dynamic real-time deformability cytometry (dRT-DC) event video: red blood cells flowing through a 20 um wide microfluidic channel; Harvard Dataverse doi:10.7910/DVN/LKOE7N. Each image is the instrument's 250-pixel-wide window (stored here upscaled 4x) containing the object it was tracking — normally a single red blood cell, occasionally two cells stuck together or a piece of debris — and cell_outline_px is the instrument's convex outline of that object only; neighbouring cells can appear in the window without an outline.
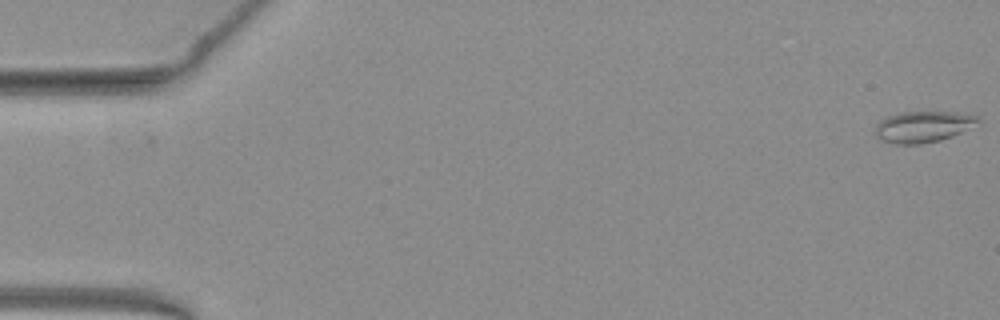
{"species": "common noctule bat (a hibernating species)", "species_latin": "Nyctalus noctula", "temperature_condition": "warm", "stored_images_in_passage": 21, "camera_frame_rate_fps": 3000, "um_per_image_px": 0.085, "animal": {"sex": "female", "body_mass_g": 19.3, "forearm_length_mm": 54.1}, "frame": {"image": 1, "passage_image": 1, "time_ms": 0.0, "image_size_px": [1000, 320], "cell_outline_px": [[980, 120], [960, 132], [952, 136], [940, 140], [920, 144], [896, 144], [880, 140], [876, 136], [872, 128], [880, 120], [888, 116], [904, 112], [956, 112], [976, 116]], "centroid_in_image_um": [78.36, 10.78], "position_along_channel_um": 6.6, "area_um2": 18.5}}
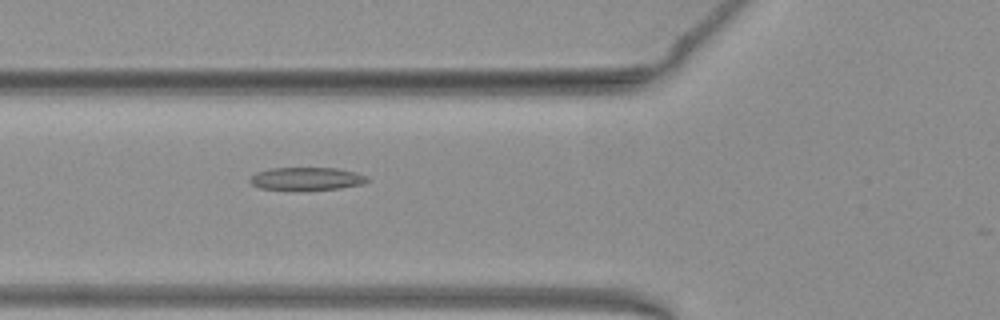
{"frame": {"image": 2, "passage_image": 20, "time_ms": 6.333, "image_size_px": [1000, 320], "cell_outline_px": [[368, 180], [360, 184], [340, 188], [260, 188], [252, 184], [248, 180], [256, 172], [272, 168], [336, 168], [356, 172], [368, 176]], "centroid_in_image_um": [26.07, 15.15], "position_along_channel_um": 99.7, "area_um2": 14.91}}